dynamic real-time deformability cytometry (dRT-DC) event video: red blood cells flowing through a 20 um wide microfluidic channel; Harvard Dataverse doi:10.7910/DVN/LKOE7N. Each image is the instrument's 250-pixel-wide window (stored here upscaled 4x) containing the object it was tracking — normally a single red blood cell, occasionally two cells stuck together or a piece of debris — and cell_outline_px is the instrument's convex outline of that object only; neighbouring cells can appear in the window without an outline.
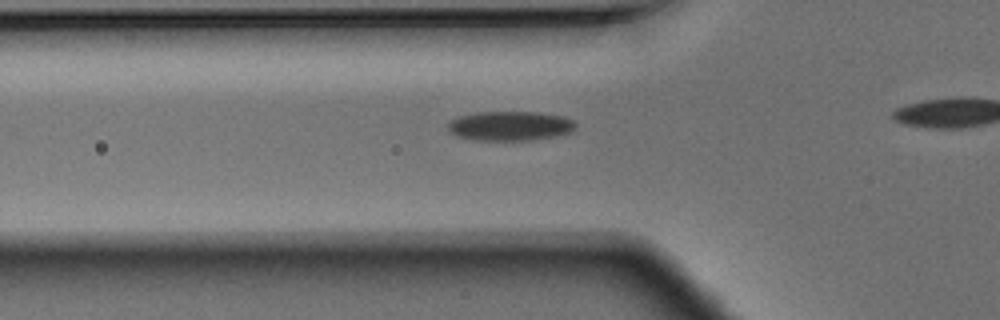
{"species": "Egyptian fruit bat (a non-hibernating species)", "species_latin": "Rousettus aegyptiacus", "temperature_condition": "warm", "stored_images_in_passage": 28, "camera_frame_rate_fps": 3000, "um_per_image_px": 0.085, "animal": {"sex": "male"}, "frame": {"image": 1, "passage_image": 6, "time_ms": 1.667, "image_size_px": [1000, 320], "cell_outline_px": [[576, 128], [572, 132], [556, 136], [532, 140], [472, 140], [456, 136], [448, 132], [448, 124], [456, 116], [476, 112], [536, 112], [564, 116], [572, 120], [576, 124]], "centroid_in_image_um": [43.34, 10.7], "position_along_channel_um": 82.5, "area_um2": 22.2}}
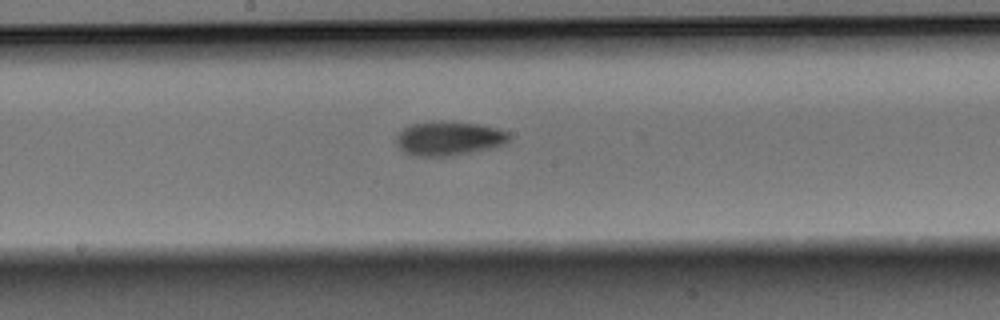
{"frame": {"image": 2, "passage_image": 15, "time_ms": 4.667, "image_size_px": [1000, 320], "cell_outline_px": [[508, 140], [504, 144], [488, 148], [452, 156], [416, 156], [404, 152], [396, 144], [396, 136], [404, 128], [412, 124], [432, 120], [444, 120], [480, 124], [496, 128], [508, 132]], "centroid_in_image_um": [38.11, 11.74], "position_along_channel_um": 210.1, "area_um2": 22.48}}
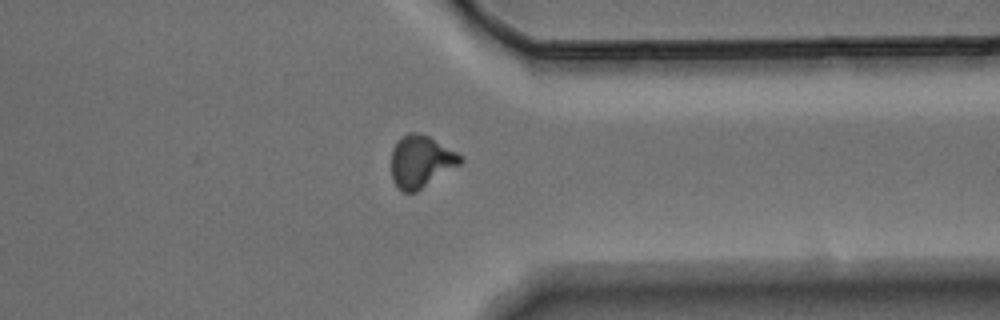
{"frame": {"image": 3, "passage_image": 27, "time_ms": 8.667, "image_size_px": [1000, 320], "cell_outline_px": [[464, 160], [460, 164], [416, 192], [404, 192], [392, 180], [392, 152], [396, 144], [408, 132], [416, 132], [428, 136], [456, 152]], "centroid_in_image_um": [35.78, 13.73], "position_along_channel_um": 375.6, "area_um2": 20.4}}